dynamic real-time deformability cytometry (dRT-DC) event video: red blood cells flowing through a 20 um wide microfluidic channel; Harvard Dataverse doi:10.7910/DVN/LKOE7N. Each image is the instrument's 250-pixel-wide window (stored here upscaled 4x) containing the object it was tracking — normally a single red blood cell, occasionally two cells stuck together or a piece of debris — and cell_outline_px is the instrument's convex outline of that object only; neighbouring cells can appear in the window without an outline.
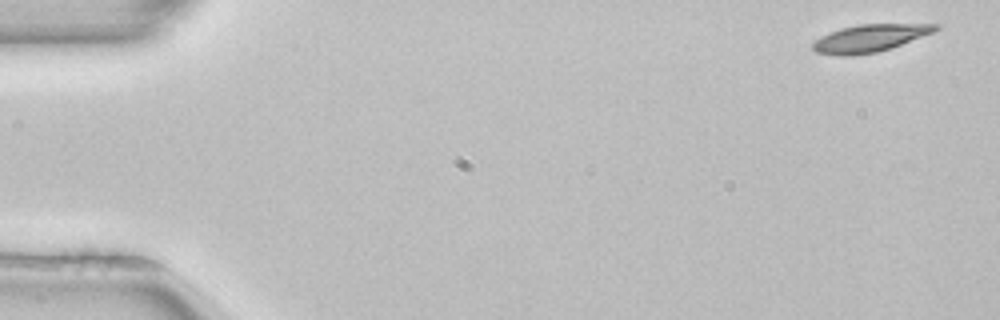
{"species": "common noctule bat (a hibernating species)", "species_latin": "Nyctalus noctula", "temperature_condition": "room temperature", "stored_images_in_passage": 52, "camera_frame_rate_fps": 3000, "um_per_image_px": 0.085, "animal": {"sex": "female", "body_mass_g": 22.7, "forearm_length_mm": 54.2}, "frame": {"image": 1, "passage_image": 2, "time_ms": 0.333, "image_size_px": [1000, 320], "cell_outline_px": [[940, 28], [932, 32], [892, 48], [876, 52], [848, 56], [840, 56], [816, 52], [812, 48], [812, 44], [820, 36], [840, 28], [860, 24], [940, 24]], "centroid_in_image_um": [73.91, 3.24], "position_along_channel_um": 11.1, "area_um2": 19.48}}
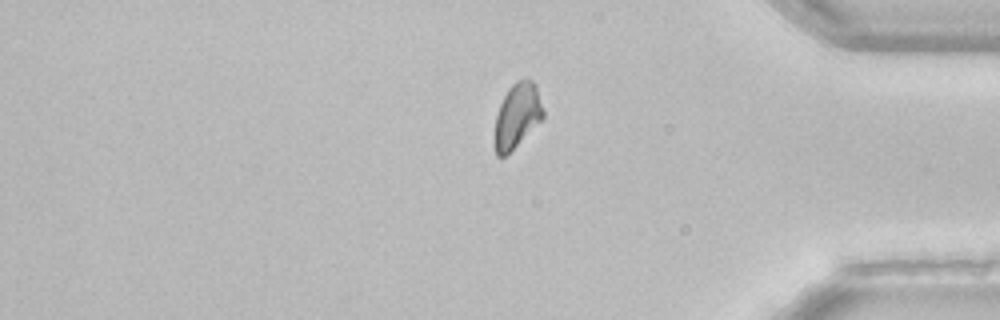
{"frame": {"image": 2, "passage_image": 43, "time_ms": 14.0, "image_size_px": [1000, 320], "cell_outline_px": [[544, 116], [504, 156], [496, 156], [492, 140], [492, 136], [496, 116], [500, 104], [508, 88], [516, 80], [524, 76], [528, 76], [536, 84], [544, 112]], "centroid_in_image_um": [43.91, 9.77], "position_along_channel_um": 391.3, "area_um2": 18.38}}
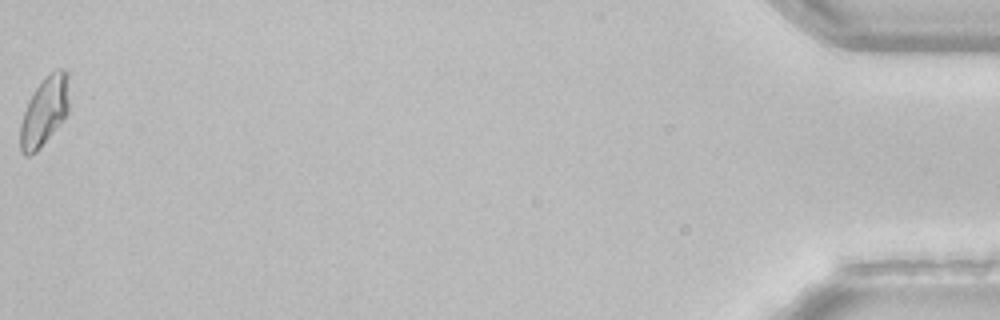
{"frame": {"image": 3, "passage_image": 52, "time_ms": 17.0, "image_size_px": [1000, 320], "cell_outline_px": [[68, 112], [64, 120], [40, 148], [36, 152], [28, 156], [24, 156], [20, 152], [20, 124], [28, 100], [44, 76], [56, 68], [64, 68], [68, 72]], "centroid_in_image_um": [3.78, 9.46], "position_along_channel_um": 431.4, "area_um2": 19.94}, "authors_computed_cell_mechanics": {"area_um2": 19.7387, "velocity_mm_per_s": 3.9536, "shape_relaxation_time_tau1_ms": 5.2207, "shape_relaxation_time_tau2_ms": null, "deformation_change_tau1": 0.1433, "deformation_change_tau2": null}}